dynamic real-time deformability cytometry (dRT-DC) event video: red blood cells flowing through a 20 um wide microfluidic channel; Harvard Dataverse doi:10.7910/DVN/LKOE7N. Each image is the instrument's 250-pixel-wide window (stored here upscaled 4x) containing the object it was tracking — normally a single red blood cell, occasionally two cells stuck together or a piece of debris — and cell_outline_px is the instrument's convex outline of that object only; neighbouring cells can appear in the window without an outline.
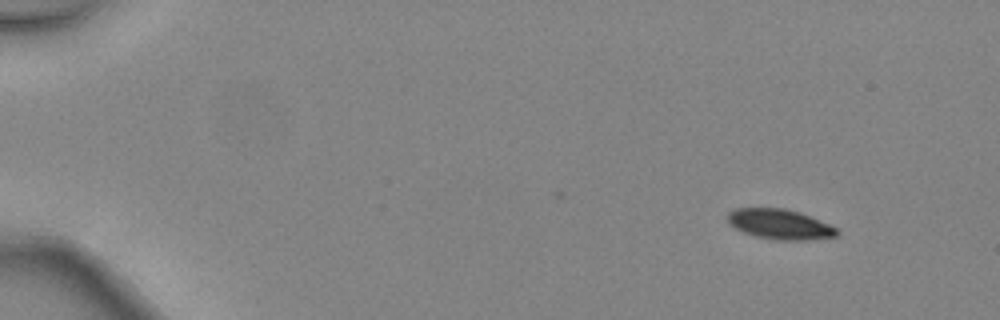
{"species": "common noctule bat (a hibernating species)", "species_latin": "Nyctalus noctula", "temperature_condition": "warm", "stored_images_in_passage": 4, "camera_frame_rate_fps": 3000, "um_per_image_px": 0.085, "animal": {"sex": "female", "body_mass_g": 24.6, "forearm_length_mm": 56.2}, "frame": {"image": 1, "passage_image": 1, "time_ms": 0.0, "image_size_px": [1000, 320], "cell_outline_px": [[840, 232], [836, 236], [808, 240], [776, 240], [756, 236], [744, 232], [728, 224], [728, 212], [736, 208], [784, 208], [800, 212], [828, 224], [836, 228]], "centroid_in_image_um": [66.28, 19.06], "position_along_channel_um": 18.7, "area_um2": 19.07}}
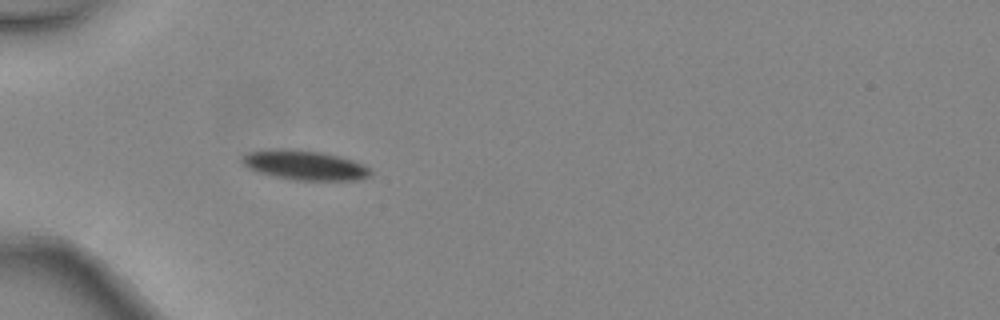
{"frame": {"image": 2, "passage_image": 4, "time_ms": 1.0, "image_size_px": [1000, 320], "cell_outline_px": [[372, 176], [360, 180], [292, 180], [272, 176], [248, 168], [240, 160], [240, 156], [248, 152], [276, 148], [284, 148], [324, 152], [340, 156], [352, 160], [368, 168], [372, 172]], "centroid_in_image_um": [25.88, 14.03], "position_along_channel_um": 59.1, "area_um2": 22.37}}